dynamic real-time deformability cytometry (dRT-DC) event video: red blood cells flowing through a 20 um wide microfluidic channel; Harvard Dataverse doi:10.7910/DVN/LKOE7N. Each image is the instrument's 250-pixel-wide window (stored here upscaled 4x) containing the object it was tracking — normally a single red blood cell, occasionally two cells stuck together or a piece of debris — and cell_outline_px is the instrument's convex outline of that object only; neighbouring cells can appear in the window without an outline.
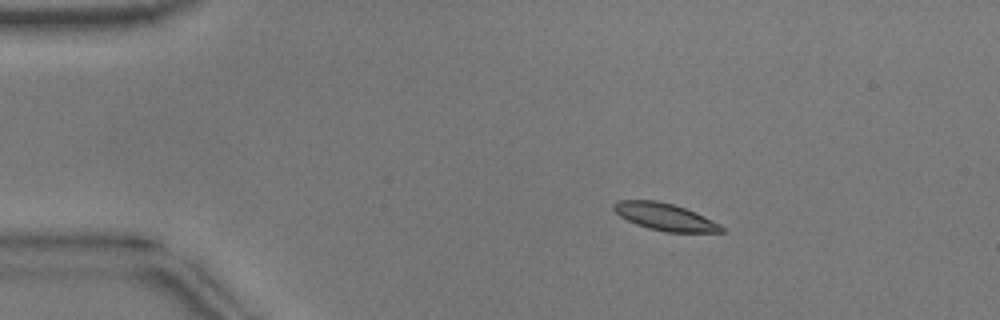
{"species": "common noctule bat (a hibernating species)", "species_latin": "Nyctalus noctula", "temperature_condition": "warm", "stored_images_in_passage": 2, "camera_frame_rate_fps": 3000, "um_per_image_px": 0.085, "animal": {"sex": "male", "body_mass_g": 17.9}, "frame": {"image": 1, "passage_image": 1, "time_ms": 0.0, "image_size_px": [1000, 320], "cell_outline_px": [[724, 232], [668, 232], [648, 228], [636, 224], [620, 216], [612, 208], [612, 204], [616, 200], [656, 200], [672, 204], [696, 212], [720, 224], [724, 228]], "centroid_in_image_um": [56.5, 18.42], "position_along_channel_um": 28.5, "area_um2": 16.99}}